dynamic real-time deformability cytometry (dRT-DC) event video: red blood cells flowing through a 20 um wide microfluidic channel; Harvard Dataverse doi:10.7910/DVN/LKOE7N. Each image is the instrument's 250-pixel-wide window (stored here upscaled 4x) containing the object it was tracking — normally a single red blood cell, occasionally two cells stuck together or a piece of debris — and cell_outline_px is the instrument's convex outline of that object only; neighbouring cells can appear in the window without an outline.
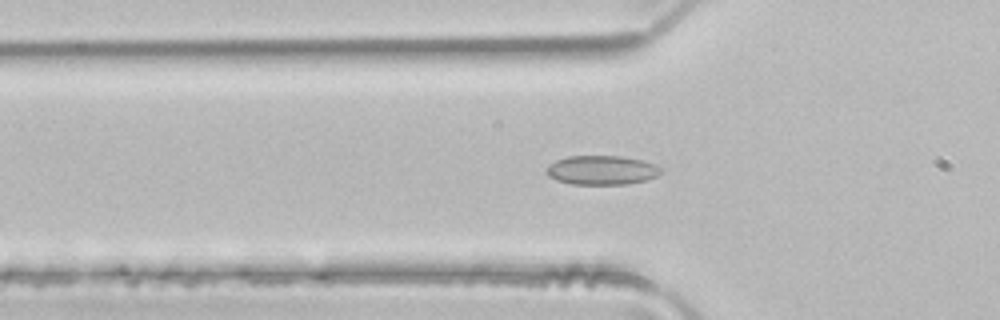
{"species": "common noctule bat (a hibernating species)", "species_latin": "Nyctalus noctula", "temperature_condition": "room temperature", "stored_images_in_passage": 49, "camera_frame_rate_fps": 3000, "um_per_image_px": 0.085, "animal": {"sex": "male", "body_mass_g": 21.5, "forearm_length_mm": 52.0}, "frame": {"image": 1, "passage_image": 16, "time_ms": 5.0, "image_size_px": [1000, 320], "cell_outline_px": [[664, 172], [648, 180], [628, 184], [572, 184], [556, 180], [548, 176], [544, 172], [544, 168], [548, 164], [556, 160], [568, 156], [620, 156], [644, 160], [656, 164], [664, 168]], "centroid_in_image_um": [51.17, 14.46], "position_along_channel_um": 74.6, "area_um2": 19.94}}
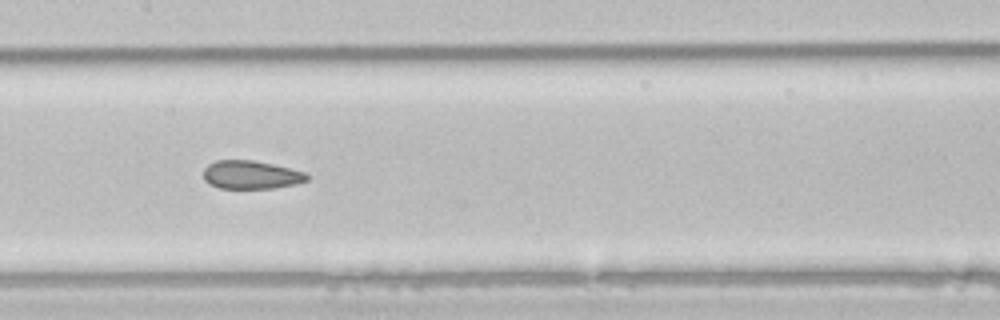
{"frame": {"image": 2, "passage_image": 24, "time_ms": 7.667, "image_size_px": [1000, 320], "cell_outline_px": [[308, 180], [296, 184], [272, 188], [220, 188], [204, 180], [204, 168], [208, 164], [216, 160], [252, 160], [272, 164], [304, 172], [308, 176]], "centroid_in_image_um": [21.32, 14.85], "position_along_channel_um": 186.1, "area_um2": 16.88}}
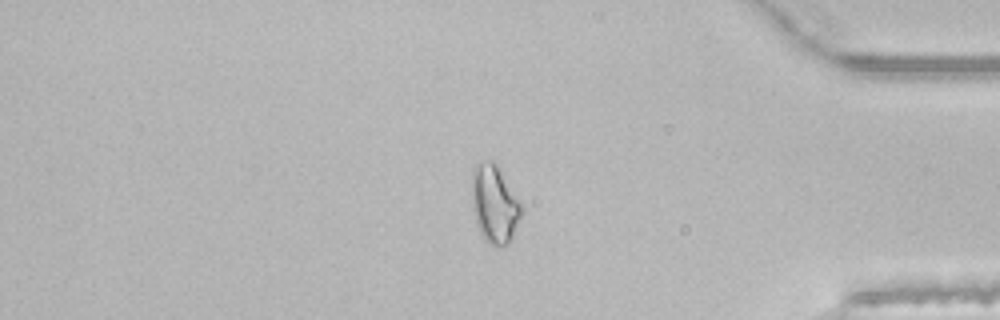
{"frame": {"image": 3, "passage_image": 41, "time_ms": 13.333, "image_size_px": [1000, 320], "cell_outline_px": [[524, 212], [508, 244], [496, 248], [488, 244], [484, 240], [476, 224], [472, 208], [472, 168], [476, 164], [488, 160], [492, 160], [500, 168], [524, 208]], "centroid_in_image_um": [42.04, 17.37], "position_along_channel_um": 393.2, "area_um2": 23.0}, "authors_computed_cell_mechanics": {"area_um2": 19.941, "velocity_mm_per_s": 4.1449, "shape_relaxation_time_tau1_ms": null, "shape_relaxation_time_tau2_ms": 2.3988, "deformation_change_tau1": null, "deformation_change_tau2": 0.0902}}